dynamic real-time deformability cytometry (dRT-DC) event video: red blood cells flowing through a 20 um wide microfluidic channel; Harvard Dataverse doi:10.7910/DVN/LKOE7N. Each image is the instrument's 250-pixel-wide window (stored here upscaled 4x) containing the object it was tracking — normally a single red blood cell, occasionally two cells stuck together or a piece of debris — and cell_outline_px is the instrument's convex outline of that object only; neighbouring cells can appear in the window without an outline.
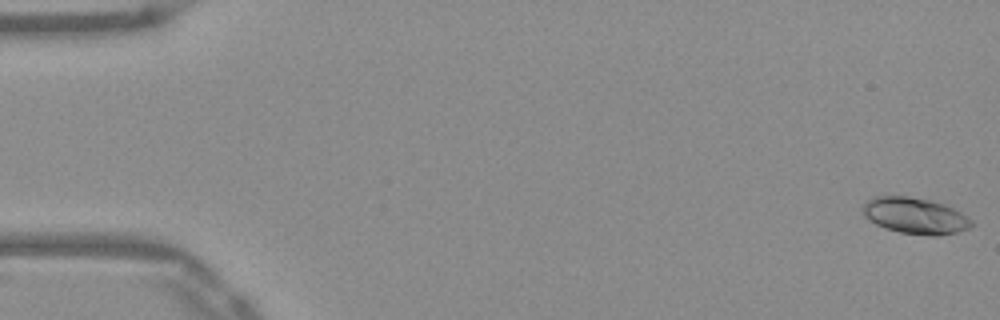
{"species": "Egyptian fruit bat (a non-hibernating species)", "species_latin": "Rousettus aegyptiacus", "temperature_condition": "warm", "stored_images_in_passage": 52, "camera_frame_rate_fps": 3000, "um_per_image_px": 0.085, "frame": {"image": 1, "passage_image": 1, "time_ms": 0.0, "image_size_px": [1000, 320], "cell_outline_px": [[972, 224], [968, 228], [956, 232], [936, 236], [928, 236], [900, 232], [884, 228], [876, 224], [864, 216], [864, 204], [868, 200], [876, 196], [908, 196], [928, 200], [944, 204], [960, 212], [972, 220]], "centroid_in_image_um": [77.78, 18.34], "position_along_channel_um": 7.2, "area_um2": 22.66}}
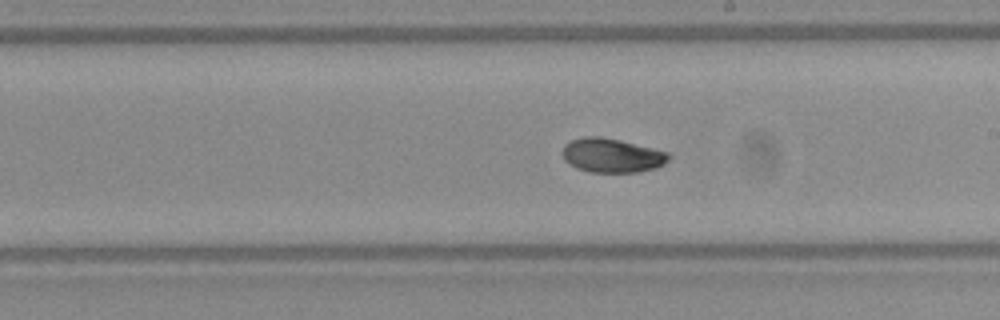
{"frame": {"image": 2, "passage_image": 30, "time_ms": 9.667, "image_size_px": [1000, 320], "cell_outline_px": [[672, 156], [664, 164], [656, 168], [640, 172], [588, 172], [576, 168], [568, 164], [564, 160], [560, 152], [564, 144], [572, 140], [588, 136], [600, 136], [620, 140], [668, 152]], "centroid_in_image_um": [51.98, 13.22], "position_along_channel_um": 237.0, "area_um2": 21.39}}
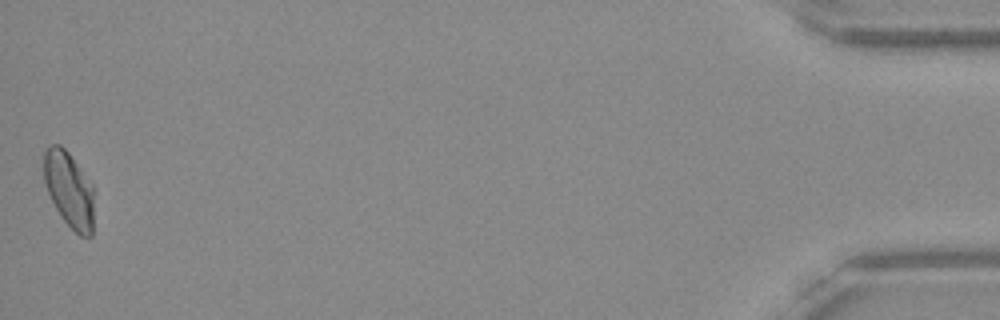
{"frame": {"image": 3, "passage_image": 52, "time_ms": 17.0, "image_size_px": [1000, 320], "cell_outline_px": [[92, 236], [80, 236], [64, 220], [56, 208], [48, 192], [44, 180], [44, 152], [52, 144], [60, 144], [68, 152], [92, 184]], "centroid_in_image_um": [5.86, 16.09], "position_along_channel_um": 429.3, "area_um2": 21.56}, "authors_computed_cell_mechanics": {"area_um2": 21.1837, "velocity_mm_per_s": 3.9152, "shape_relaxation_time_tau1_ms": 5.9388, "shape_relaxation_time_tau2_ms": 2.2614, "deformation_change_tau1": 0.1704, "deformation_change_tau2": 0.0463}}